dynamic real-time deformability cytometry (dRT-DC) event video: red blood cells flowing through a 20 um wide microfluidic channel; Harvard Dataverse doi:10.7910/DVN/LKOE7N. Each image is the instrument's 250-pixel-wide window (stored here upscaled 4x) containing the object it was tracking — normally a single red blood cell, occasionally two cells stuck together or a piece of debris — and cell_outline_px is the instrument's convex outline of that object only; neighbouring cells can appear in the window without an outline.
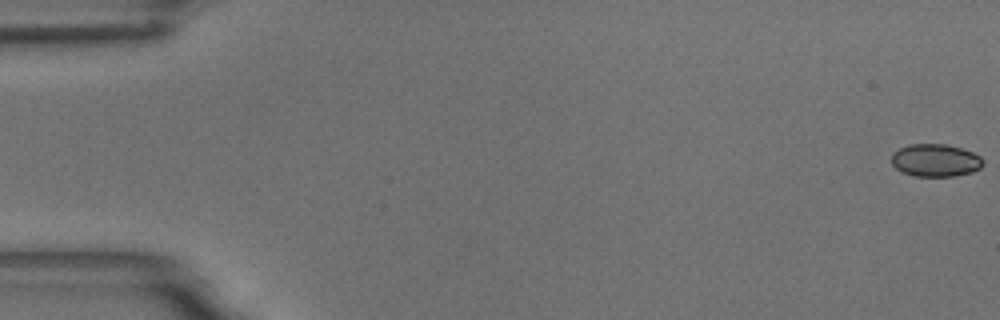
{"species": "common noctule bat (a hibernating species)", "species_latin": "Nyctalus noctula", "temperature_condition": "room temperature", "stored_images_in_passage": 12, "camera_frame_rate_fps": 3000, "um_per_image_px": 0.085, "animal": {"sex": "male", "body_mass_g": 18.8}, "frame": {"image": 1, "passage_image": 1, "time_ms": 0.0, "image_size_px": [1000, 320], "cell_outline_px": [[984, 164], [980, 168], [972, 172], [956, 176], [912, 176], [896, 168], [892, 164], [892, 152], [908, 144], [944, 144], [960, 148], [972, 152], [980, 156], [984, 160]], "centroid_in_image_um": [79.52, 13.63], "position_along_channel_um": 5.5, "area_um2": 17.46}}